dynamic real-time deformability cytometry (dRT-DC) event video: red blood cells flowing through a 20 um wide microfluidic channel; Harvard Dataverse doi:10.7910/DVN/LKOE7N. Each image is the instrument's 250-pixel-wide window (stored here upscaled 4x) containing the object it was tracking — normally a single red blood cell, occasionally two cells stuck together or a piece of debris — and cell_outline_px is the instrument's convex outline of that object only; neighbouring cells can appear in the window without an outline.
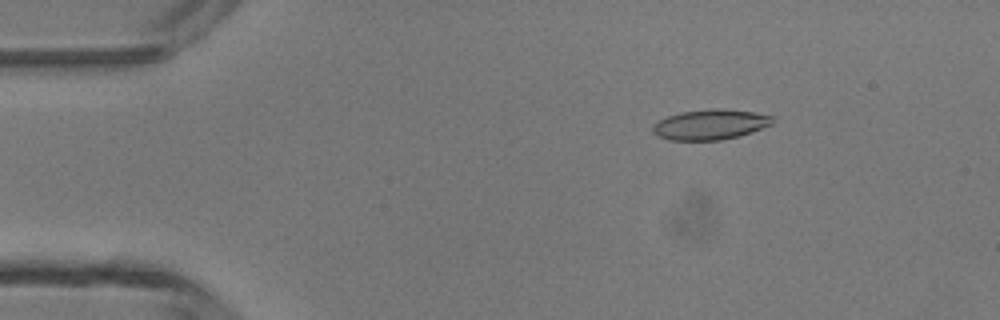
{"species": "common noctule bat (a hibernating species)", "species_latin": "Nyctalus noctula", "temperature_condition": "room temperature", "stored_images_in_passage": 46, "camera_frame_rate_fps": 3000, "um_per_image_px": 0.085, "animal": {"sex": "male", "body_mass_g": 13.3}, "frame": {"image": 1, "passage_image": 6, "time_ms": 1.667, "image_size_px": [1000, 320], "cell_outline_px": [[772, 124], [752, 132], [740, 136], [720, 140], [668, 140], [656, 136], [652, 132], [652, 124], [668, 116], [680, 112], [712, 108], [724, 108], [756, 112], [772, 116]], "centroid_in_image_um": [60.35, 10.58], "position_along_channel_um": 24.6, "area_um2": 21.33}}
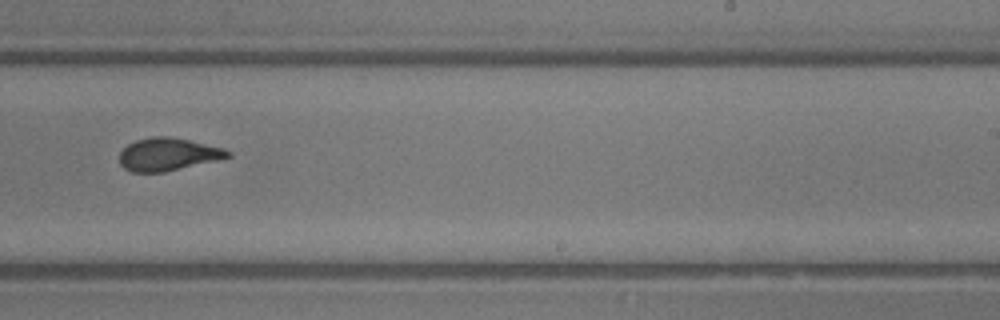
{"frame": {"image": 2, "passage_image": 28, "time_ms": 9.0, "image_size_px": [1000, 320], "cell_outline_px": [[232, 156], [216, 160], [164, 172], [132, 172], [124, 168], [120, 164], [120, 152], [128, 144], [136, 140], [152, 136], [168, 136], [188, 140], [224, 148], [232, 152]], "centroid_in_image_um": [14.27, 13.11], "position_along_channel_um": 274.7, "area_um2": 20.52}}
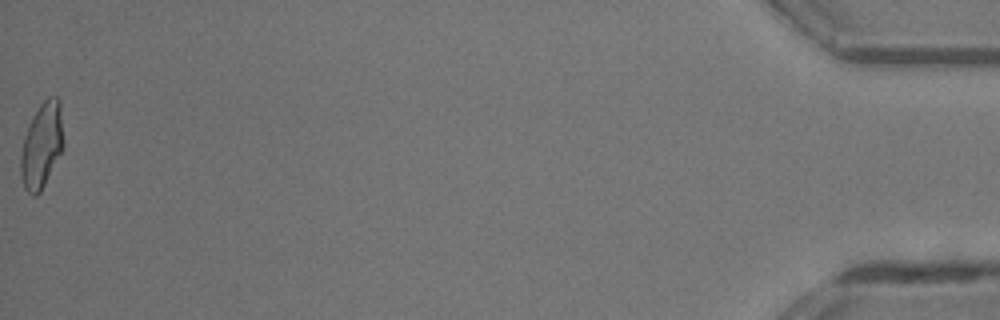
{"frame": {"image": 3, "passage_image": 46, "time_ms": 15.0, "image_size_px": [1000, 320], "cell_outline_px": [[64, 148], [40, 192], [36, 196], [32, 196], [24, 188], [20, 176], [20, 156], [24, 136], [32, 116], [40, 104], [48, 96], [56, 96], [60, 100], [64, 140]], "centroid_in_image_um": [3.55, 12.35], "position_along_channel_um": 431.6, "area_um2": 21.62}, "authors_computed_cell_mechanics": {"area_um2": 21.1548, "velocity_mm_per_s": 4.3667, "shape_relaxation_time_tau1_ms": 7.8379, "shape_relaxation_time_tau2_ms": 1.1066, "deformation_change_tau1": 0.241, "deformation_change_tau2": 0.0672}}